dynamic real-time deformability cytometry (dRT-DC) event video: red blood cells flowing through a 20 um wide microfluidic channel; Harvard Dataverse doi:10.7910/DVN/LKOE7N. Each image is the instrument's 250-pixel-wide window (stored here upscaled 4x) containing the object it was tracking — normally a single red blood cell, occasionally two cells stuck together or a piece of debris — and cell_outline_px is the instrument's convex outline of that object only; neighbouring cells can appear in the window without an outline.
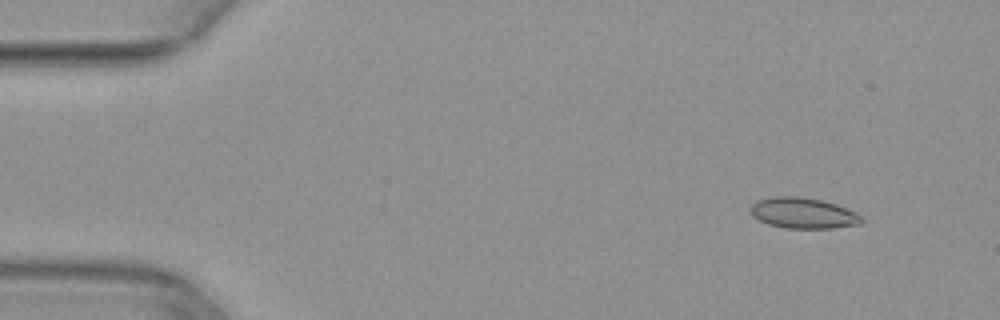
{"species": "common noctule bat (a hibernating species)", "species_latin": "Nyctalus noctula", "temperature_condition": "warm", "stored_images_in_passage": 46, "camera_frame_rate_fps": 3000, "um_per_image_px": 0.085, "animal": {"sex": "female", "body_mass_g": 29.2, "forearm_length_mm": 56.3}, "frame": {"image": 1, "passage_image": 1, "time_ms": 0.0, "image_size_px": [1000, 320], "cell_outline_px": [[864, 220], [860, 224], [832, 228], [784, 228], [768, 224], [752, 216], [752, 204], [756, 200], [772, 196], [800, 196], [820, 200], [836, 204], [856, 212]], "centroid_in_image_um": [68.26, 18.11], "position_along_channel_um": 16.7, "area_um2": 19.88}}
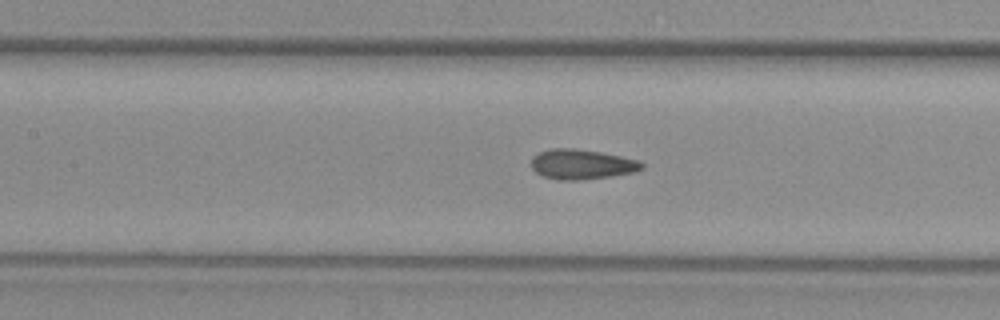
{"frame": {"image": 2, "passage_image": 19, "time_ms": 6.0, "image_size_px": [1000, 320], "cell_outline_px": [[644, 168], [636, 172], [612, 176], [580, 180], [560, 180], [544, 176], [536, 172], [532, 168], [532, 156], [540, 152], [552, 148], [572, 148], [600, 152], [620, 156], [636, 160], [644, 164]], "centroid_in_image_um": [49.46, 13.97], "position_along_channel_um": 157.9, "area_um2": 19.19}}
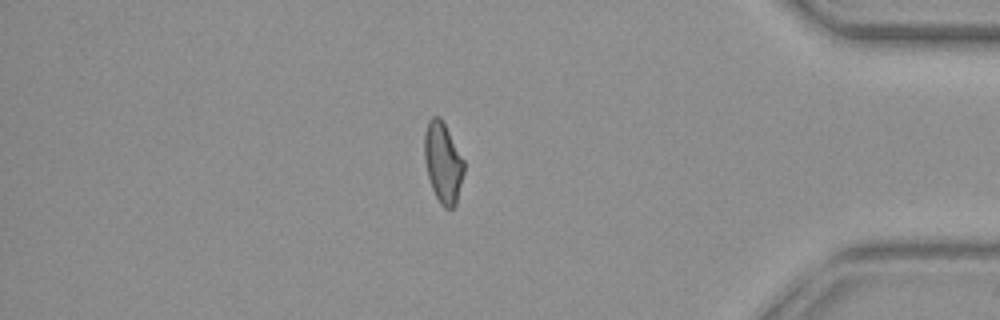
{"frame": {"image": 3, "passage_image": 39, "time_ms": 12.667, "image_size_px": [1000, 320], "cell_outline_px": [[464, 172], [456, 204], [452, 208], [444, 208], [440, 204], [432, 188], [428, 176], [424, 160], [424, 136], [428, 120], [432, 116], [440, 116], [464, 160]], "centroid_in_image_um": [37.64, 13.82], "position_along_channel_um": 397.6, "area_um2": 18.5}}